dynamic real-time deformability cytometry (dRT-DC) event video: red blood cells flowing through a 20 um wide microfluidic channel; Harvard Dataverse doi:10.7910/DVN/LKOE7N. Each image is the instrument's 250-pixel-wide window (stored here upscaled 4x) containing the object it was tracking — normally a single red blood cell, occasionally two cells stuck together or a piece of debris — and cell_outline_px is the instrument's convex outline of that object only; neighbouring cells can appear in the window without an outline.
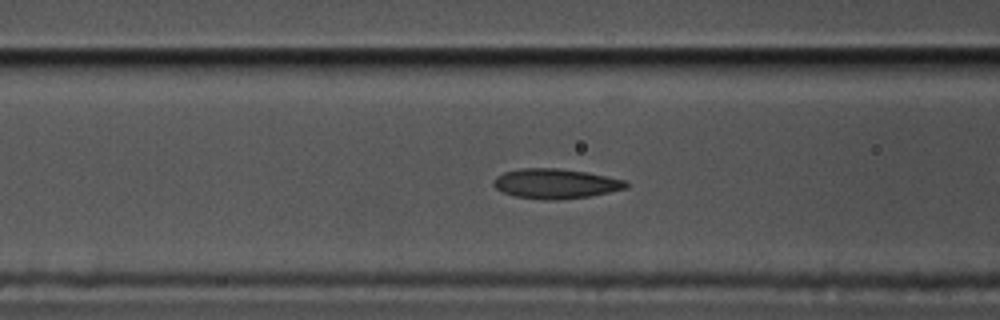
{"species": "common noctule bat (a hibernating species)", "species_latin": "Nyctalus noctula", "temperature_condition": "cold", "stored_images_in_passage": 51, "camera_frame_rate_fps": 3000, "um_per_image_px": 0.085, "animal": {"sex": "male", "body_mass_g": 17.5, "forearm_length_mm": 52.3}, "frame": {"image": 1, "passage_image": 15, "time_ms": 4.667, "image_size_px": [1000, 320], "cell_outline_px": [[628, 188], [588, 196], [556, 200], [552, 200], [512, 196], [496, 188], [492, 184], [492, 180], [496, 176], [504, 172], [520, 168], [556, 168], [588, 172], [628, 180]], "centroid_in_image_um": [47.23, 15.6], "position_along_channel_um": 119.4, "area_um2": 23.12}}
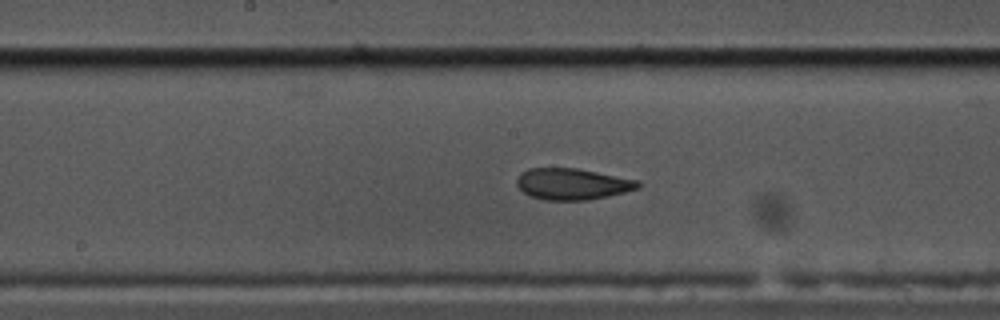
{"frame": {"image": 2, "passage_image": 22, "time_ms": 7.0, "image_size_px": [1000, 320], "cell_outline_px": [[640, 188], [608, 196], [588, 200], [544, 200], [528, 196], [516, 184], [516, 180], [520, 172], [528, 168], [576, 168], [636, 180], [640, 184]], "centroid_in_image_um": [48.59, 15.64], "position_along_channel_um": 199.6, "area_um2": 22.08}}
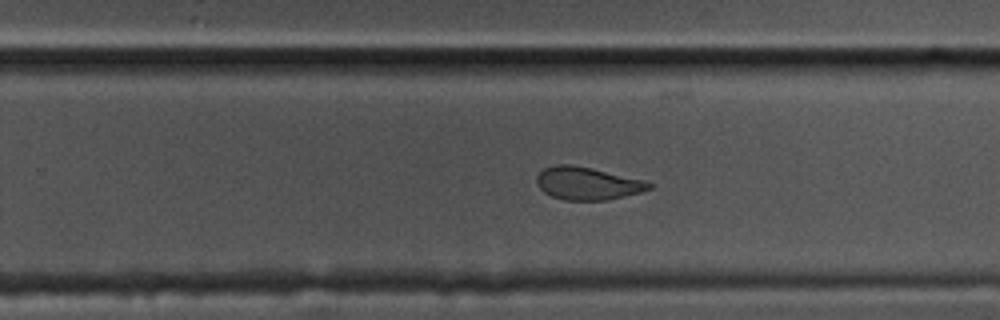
{"frame": {"image": 3, "passage_image": 29, "time_ms": 9.333, "image_size_px": [1000, 320], "cell_outline_px": [[656, 184], [652, 188], [640, 192], [608, 200], [564, 200], [552, 196], [544, 192], [536, 184], [536, 176], [544, 168], [552, 164], [572, 164], [592, 168], [644, 180]], "centroid_in_image_um": [49.92, 15.58], "position_along_channel_um": 279.9, "area_um2": 21.62}, "authors_computed_cell_mechanics": {"area_um2": 22.7732, "velocity_mm_per_s": 3.4476, "shape_relaxation_time_tau1_ms": null, "shape_relaxation_time_tau2_ms": 2.0531, "deformation_change_tau1": null, "deformation_change_tau2": 0.0794}}